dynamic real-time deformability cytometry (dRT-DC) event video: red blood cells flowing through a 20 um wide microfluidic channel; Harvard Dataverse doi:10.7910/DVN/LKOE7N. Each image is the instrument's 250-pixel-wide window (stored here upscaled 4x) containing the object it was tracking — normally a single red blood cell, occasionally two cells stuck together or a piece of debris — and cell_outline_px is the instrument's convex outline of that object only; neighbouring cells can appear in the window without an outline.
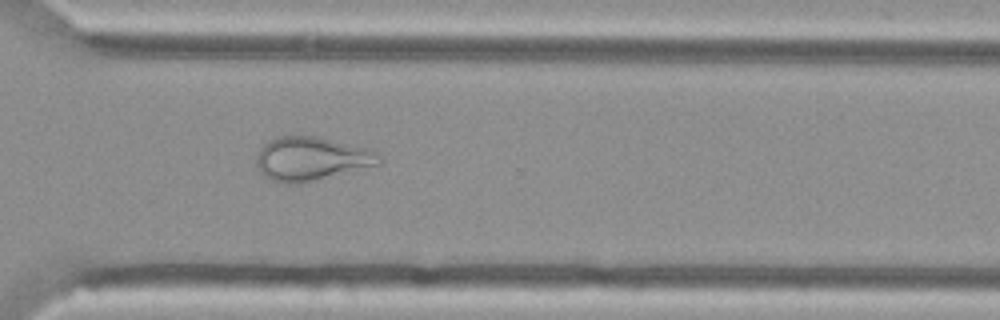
{"species": "Egyptian fruit bat (a non-hibernating species)", "species_latin": "Rousettus aegyptiacus", "temperature_condition": "cold", "stored_images_in_passage": 50, "camera_frame_rate_fps": 3000, "um_per_image_px": 0.085, "animal": {"sex": "female"}, "frame": {"image": 1, "passage_image": 40, "time_ms": 13.0, "image_size_px": [1000, 320], "cell_outline_px": [[384, 160], [380, 164], [296, 184], [284, 184], [268, 180], [260, 172], [256, 164], [256, 156], [260, 148], [268, 140], [276, 136], [320, 136], [372, 148], [380, 152]], "centroid_in_image_um": [26.49, 13.47], "position_along_channel_um": 344.1, "area_um2": 31.85}}
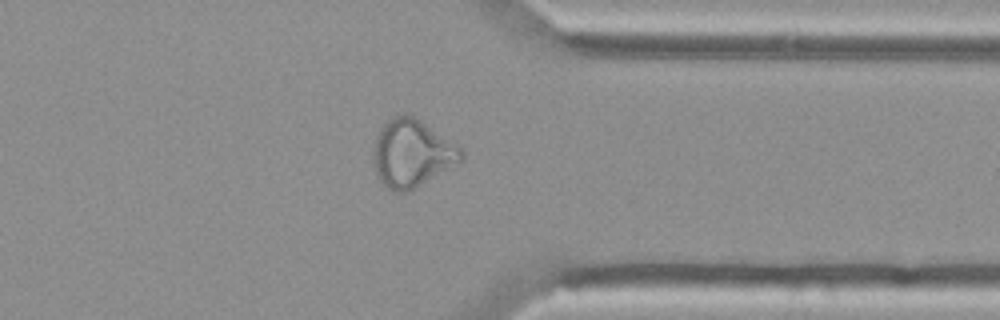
{"frame": {"image": 2, "passage_image": 43, "time_ms": 14.0, "image_size_px": [1000, 320], "cell_outline_px": [[464, 160], [416, 188], [408, 192], [392, 192], [380, 180], [376, 172], [372, 156], [372, 148], [376, 136], [380, 128], [392, 116], [400, 112], [408, 112], [464, 148]], "centroid_in_image_um": [35.03, 13.01], "position_along_channel_um": 376.4, "area_um2": 35.32}}